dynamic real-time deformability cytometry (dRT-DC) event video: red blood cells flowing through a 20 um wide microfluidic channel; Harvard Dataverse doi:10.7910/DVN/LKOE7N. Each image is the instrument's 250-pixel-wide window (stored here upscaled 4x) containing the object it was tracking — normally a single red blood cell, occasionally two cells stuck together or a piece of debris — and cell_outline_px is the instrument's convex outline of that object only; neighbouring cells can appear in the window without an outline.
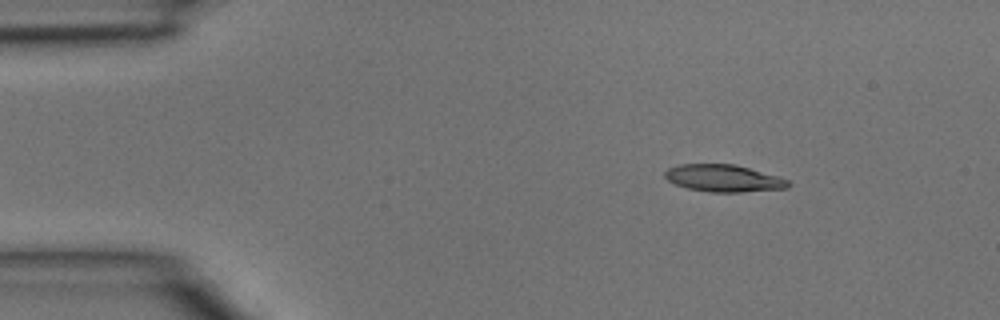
{"species": "common noctule bat (a hibernating species)", "species_latin": "Nyctalus noctula", "temperature_condition": "room temperature", "stored_images_in_passage": 3, "camera_frame_rate_fps": 3000, "um_per_image_px": 0.085, "animal": {"sex": "male", "body_mass_g": 15.6}, "frame": {"image": 1, "passage_image": 1, "time_ms": 0.0, "image_size_px": [1000, 320], "cell_outline_px": [[792, 184], [788, 188], [740, 192], [712, 192], [688, 188], [676, 184], [668, 180], [664, 176], [664, 172], [668, 168], [680, 164], [736, 164], [776, 176], [788, 180]], "centroid_in_image_um": [61.5, 15.15], "position_along_channel_um": 23.5, "area_um2": 19.36}}
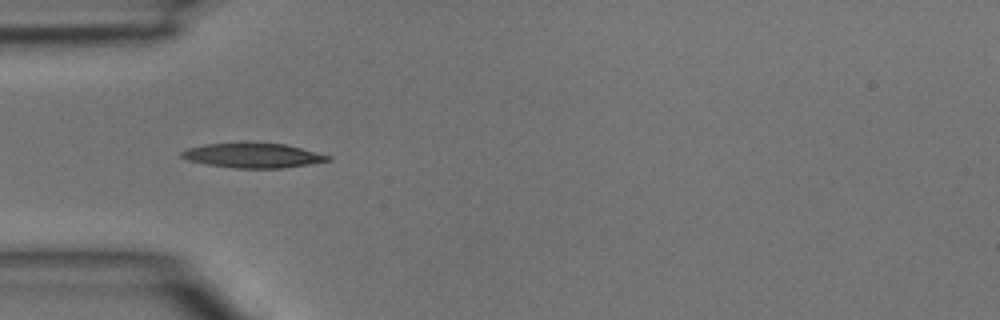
{"frame": {"image": 2, "passage_image": 3, "time_ms": 0.667, "image_size_px": [1000, 320], "cell_outline_px": [[332, 160], [284, 168], [232, 168], [208, 164], [188, 160], [180, 156], [180, 152], [188, 148], [204, 144], [244, 140], [248, 140], [284, 144], [332, 156]], "centroid_in_image_um": [21.47, 13.17], "position_along_channel_um": 63.5, "area_um2": 21.73}}